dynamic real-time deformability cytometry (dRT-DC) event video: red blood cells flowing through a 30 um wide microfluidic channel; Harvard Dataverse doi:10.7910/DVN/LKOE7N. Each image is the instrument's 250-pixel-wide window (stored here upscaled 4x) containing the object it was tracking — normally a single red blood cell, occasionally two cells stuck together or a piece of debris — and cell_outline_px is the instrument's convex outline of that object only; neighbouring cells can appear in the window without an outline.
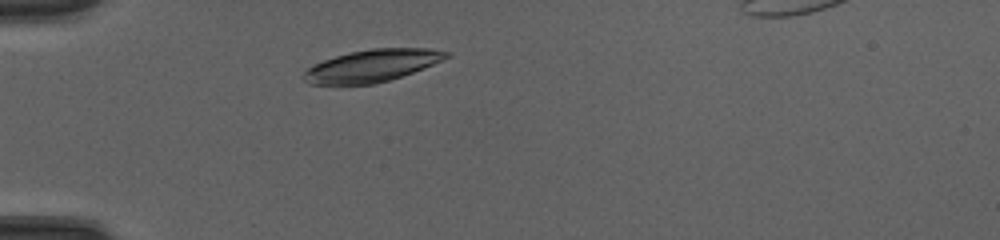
{"species": "common noctule bat (a hibernating species)", "species_latin": "Nyctalus noctula", "temperature_condition": "cold", "stored_images_in_passage": 41, "camera_frame_rate_fps": 3000, "um_per_image_px": 0.085, "animal": {"sex": "female", "body_mass_g": 20.0, "forearm_length_mm": 54.0}, "frame": {"image": 1, "passage_image": 6, "time_ms": 1.667, "image_size_px": [1000, 240], "cell_outline_px": [[452, 56], [412, 72], [376, 84], [308, 84], [300, 76], [308, 68], [324, 60], [336, 56], [352, 52], [372, 48], [428, 48], [452, 52]], "centroid_in_image_um": [31.63, 5.58], "position_along_channel_um": 53.4, "area_um2": 26.53}}
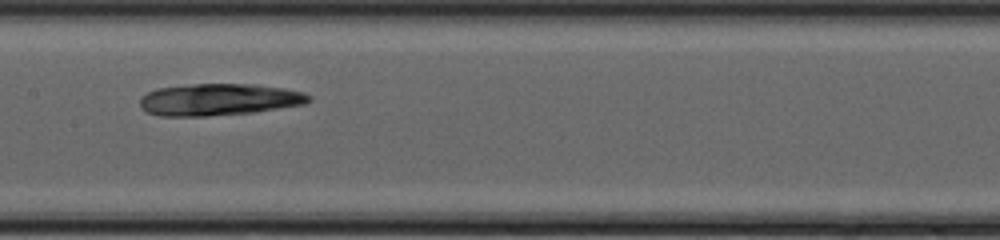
{"frame": {"image": 2, "passage_image": 17, "time_ms": 5.333, "image_size_px": [1000, 240], "cell_outline_px": [[312, 100], [304, 104], [252, 112], [204, 116], [160, 116], [148, 112], [140, 108], [140, 100], [148, 92], [156, 88], [192, 84], [256, 84], [284, 88], [304, 92], [312, 96]], "centroid_in_image_um": [18.63, 8.45], "position_along_channel_um": 188.8, "area_um2": 31.33}}
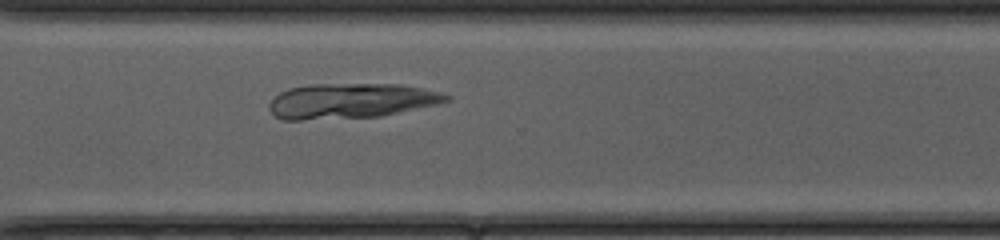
{"frame": {"image": 3, "passage_image": 28, "time_ms": 9.0, "image_size_px": [1000, 240], "cell_outline_px": [[452, 100], [440, 104], [380, 116], [300, 120], [284, 120], [276, 116], [268, 108], [268, 104], [280, 92], [288, 88], [308, 84], [400, 84], [440, 92], [452, 96]], "centroid_in_image_um": [29.85, 8.57], "position_along_channel_um": 340.7, "area_um2": 36.36}}